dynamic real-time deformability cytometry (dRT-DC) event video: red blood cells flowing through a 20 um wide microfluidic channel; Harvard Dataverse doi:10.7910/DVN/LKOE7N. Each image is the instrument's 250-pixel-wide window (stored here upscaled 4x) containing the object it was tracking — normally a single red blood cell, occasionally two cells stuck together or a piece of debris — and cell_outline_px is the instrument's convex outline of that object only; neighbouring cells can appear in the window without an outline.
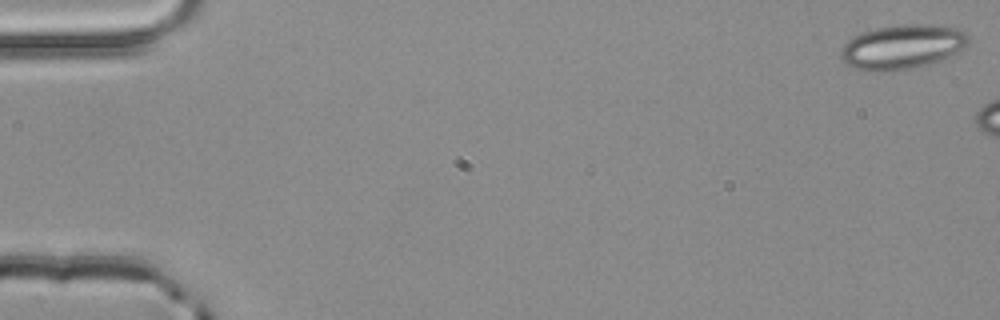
{"species": "common noctule bat (a hibernating species)", "species_latin": "Nyctalus noctula", "temperature_condition": "room temperature", "stored_images_in_passage": 3, "camera_frame_rate_fps": 3000, "um_per_image_px": 0.085, "animal": {"sex": "male", "body_mass_g": 20.4}, "frame": {"image": 1, "passage_image": 1, "time_ms": 0.0, "image_size_px": [1000, 320], "cell_outline_px": [[968, 44], [960, 52], [928, 64], [912, 68], [880, 72], [864, 72], [848, 64], [840, 56], [840, 48], [848, 40], [864, 32], [876, 28], [904, 24], [940, 24], [956, 28], [964, 32], [968, 36]], "centroid_in_image_um": [76.71, 3.98], "position_along_channel_um": 8.3, "area_um2": 33.12}}